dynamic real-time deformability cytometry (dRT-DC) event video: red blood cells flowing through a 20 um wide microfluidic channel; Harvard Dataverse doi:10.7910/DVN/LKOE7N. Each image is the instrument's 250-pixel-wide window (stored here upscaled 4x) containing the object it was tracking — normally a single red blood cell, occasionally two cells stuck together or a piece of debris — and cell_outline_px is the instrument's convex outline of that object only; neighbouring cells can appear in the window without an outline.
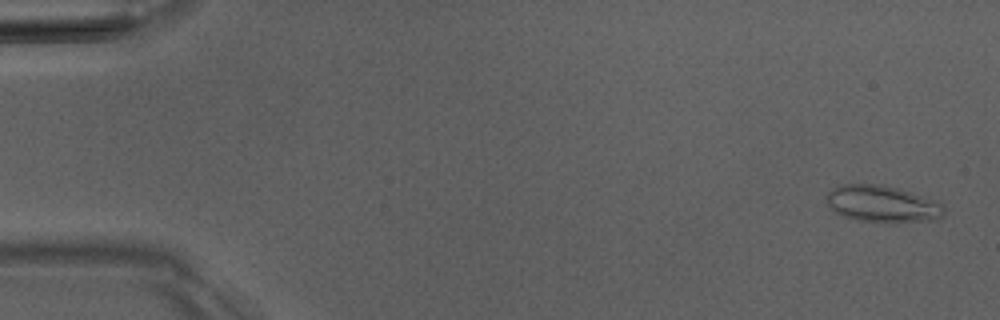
{"species": "Egyptian fruit bat (a non-hibernating species)", "species_latin": "Rousettus aegyptiacus", "temperature_condition": "room temperature", "stored_images_in_passage": 5, "camera_frame_rate_fps": 3000, "um_per_image_px": 0.085, "animal": {"sex": "male"}, "frame": {"image": 1, "passage_image": 1, "time_ms": 0.0, "image_size_px": [1000, 320], "cell_outline_px": [[944, 216], [932, 220], [892, 224], [888, 224], [860, 220], [844, 216], [836, 212], [828, 204], [824, 196], [832, 188], [844, 184], [880, 184], [896, 188], [920, 196], [940, 204], [944, 208]], "centroid_in_image_um": [74.96, 17.36], "position_along_channel_um": 10.0, "area_um2": 25.09}}